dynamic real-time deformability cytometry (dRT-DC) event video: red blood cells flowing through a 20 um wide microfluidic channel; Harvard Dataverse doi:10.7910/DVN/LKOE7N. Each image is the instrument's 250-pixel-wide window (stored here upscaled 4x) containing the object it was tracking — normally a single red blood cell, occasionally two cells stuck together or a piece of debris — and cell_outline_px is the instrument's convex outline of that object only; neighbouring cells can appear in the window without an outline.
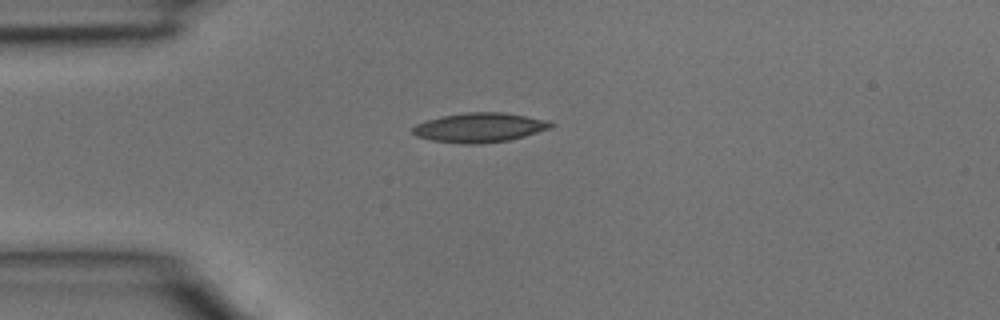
{"species": "common noctule bat (a hibernating species)", "species_latin": "Nyctalus noctula", "temperature_condition": "room temperature", "stored_images_in_passage": 31, "camera_frame_rate_fps": 3000, "um_per_image_px": 0.085, "animal": {"sex": "male", "body_mass_g": 15.6}, "frame": {"image": 1, "passage_image": 1, "time_ms": 0.0, "image_size_px": [1000, 320], "cell_outline_px": [[556, 124], [552, 128], [524, 136], [508, 140], [484, 144], [464, 144], [432, 140], [416, 136], [412, 132], [412, 128], [416, 124], [440, 116], [464, 112], [504, 112], [548, 120]], "centroid_in_image_um": [40.79, 10.84], "position_along_channel_um": 44.2, "area_um2": 23.87}}
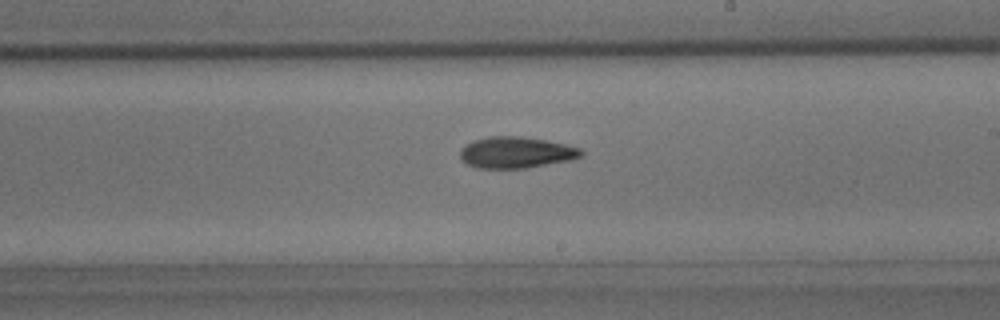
{"frame": {"image": 2, "passage_image": 14, "time_ms": 4.333, "image_size_px": [1000, 320], "cell_outline_px": [[584, 156], [572, 160], [524, 168], [476, 168], [460, 160], [460, 148], [464, 144], [472, 140], [492, 136], [520, 136], [544, 140], [564, 144], [580, 148], [584, 152]], "centroid_in_image_um": [43.85, 12.96], "position_along_channel_um": 245.2, "area_um2": 22.25}}
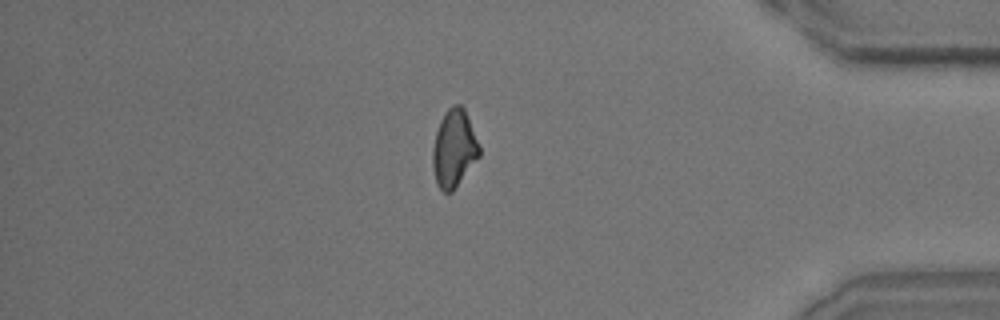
{"frame": {"image": 3, "passage_image": 25, "time_ms": 8.0, "image_size_px": [1000, 320], "cell_outline_px": [[480, 156], [452, 192], [444, 192], [436, 184], [432, 168], [432, 148], [436, 132], [440, 120], [444, 112], [448, 108], [456, 104], [460, 104], [464, 108], [480, 148]], "centroid_in_image_um": [38.57, 12.64], "position_along_channel_um": 396.6, "area_um2": 21.04}}